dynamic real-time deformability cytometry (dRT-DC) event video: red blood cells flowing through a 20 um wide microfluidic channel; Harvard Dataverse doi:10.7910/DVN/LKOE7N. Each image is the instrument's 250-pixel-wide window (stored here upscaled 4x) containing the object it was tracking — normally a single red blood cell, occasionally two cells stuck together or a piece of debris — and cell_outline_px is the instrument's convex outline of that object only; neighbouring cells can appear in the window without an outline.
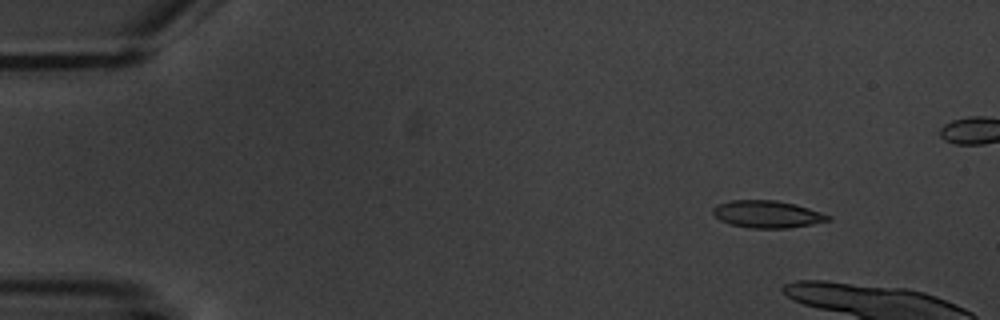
{"species": "common noctule bat (a hibernating species)", "species_latin": "Nyctalus noctula", "temperature_condition": "warm", "stored_images_in_passage": 4, "camera_frame_rate_fps": 3000, "um_per_image_px": 0.085, "animal": {"sex": "male", "body_mass_g": 20.1, "forearm_length_mm": 53.5}, "frame": {"image": 1, "passage_image": 2, "time_ms": 1.333, "image_size_px": [1000, 320], "cell_outline_px": [[832, 220], [812, 224], [788, 228], [748, 228], [732, 224], [720, 220], [712, 212], [712, 208], [716, 204], [732, 200], [776, 200], [796, 204], [832, 216]], "centroid_in_image_um": [65.22, 18.2], "position_along_channel_um": 19.8, "area_um2": 18.32}}